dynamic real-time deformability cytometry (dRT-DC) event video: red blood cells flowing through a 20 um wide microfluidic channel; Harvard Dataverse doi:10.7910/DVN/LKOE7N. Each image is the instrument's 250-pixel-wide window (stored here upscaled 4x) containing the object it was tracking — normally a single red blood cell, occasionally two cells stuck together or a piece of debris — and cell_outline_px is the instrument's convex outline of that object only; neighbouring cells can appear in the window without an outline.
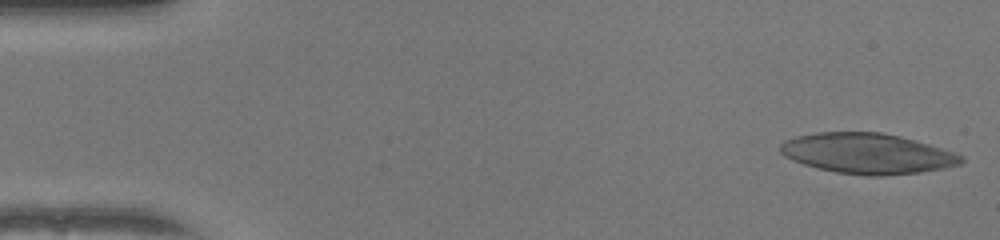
{"species": "human", "species_latin": "Homo sapiens", "temperature_condition": "warm", "stored_images_in_passage": 50, "camera_frame_rate_fps": 3000, "um_per_image_px": 0.085, "donor": {"sex": "female"}, "frame": {"image": 1, "passage_image": 1, "time_ms": 0.0, "image_size_px": [1000, 240], "cell_outline_px": [[964, 160], [960, 164], [944, 168], [920, 172], [880, 176], [864, 176], [836, 172], [816, 168], [792, 160], [784, 156], [780, 152], [780, 144], [784, 140], [796, 136], [816, 132], [880, 132], [900, 136], [928, 144], [964, 156]], "centroid_in_image_um": [73.69, 13.05], "position_along_channel_um": 11.3, "area_um2": 42.6}}
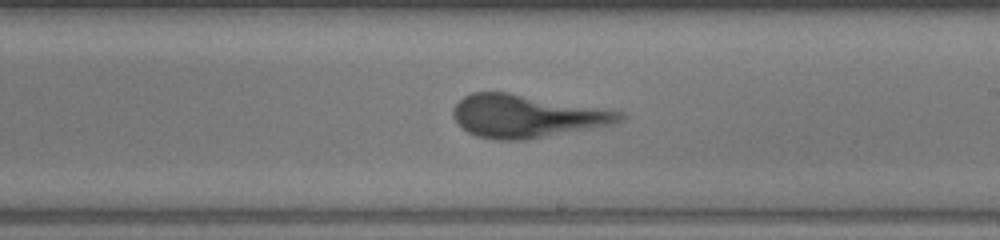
{"frame": {"image": 2, "passage_image": 29, "time_ms": 9.333, "image_size_px": [1000, 240], "cell_outline_px": [[624, 116], [620, 120], [608, 124], [588, 128], [524, 140], [496, 140], [476, 136], [468, 132], [452, 116], [452, 108], [464, 96], [472, 92], [508, 92], [624, 112]], "centroid_in_image_um": [44.67, 9.86], "position_along_channel_um": 244.3, "area_um2": 40.81}}
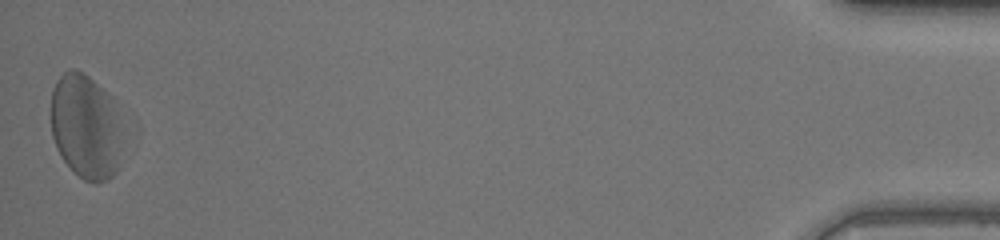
{"frame": {"image": 3, "passage_image": 50, "time_ms": 16.333, "image_size_px": [1000, 240], "cell_outline_px": [[116, 172], [112, 176], [104, 180], [84, 180], [60, 156], [56, 148], [52, 136], [52, 88], [56, 80], [68, 68], [76, 68], [84, 72], [112, 96], [116, 116]], "centroid_in_image_um": [7.17, 10.65], "position_along_channel_um": 428.0, "area_um2": 42.08}}